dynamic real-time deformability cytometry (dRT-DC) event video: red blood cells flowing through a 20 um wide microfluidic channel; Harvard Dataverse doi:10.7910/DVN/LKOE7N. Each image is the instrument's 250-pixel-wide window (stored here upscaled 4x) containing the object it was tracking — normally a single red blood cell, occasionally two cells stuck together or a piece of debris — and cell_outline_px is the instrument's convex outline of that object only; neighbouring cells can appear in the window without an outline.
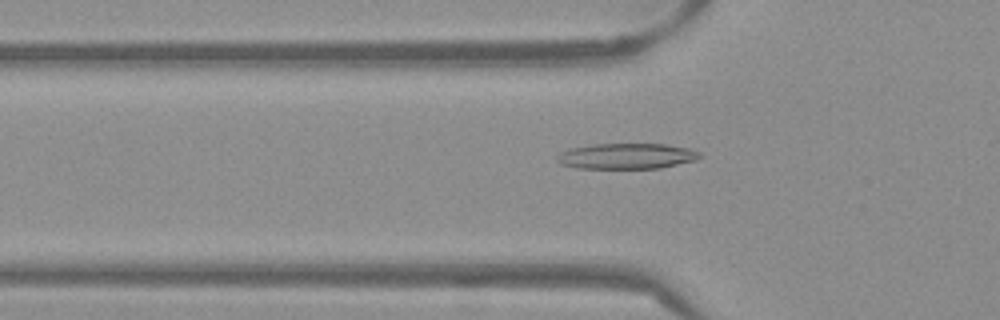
{"species": "Egyptian fruit bat (a non-hibernating species)", "species_latin": "Rousettus aegyptiacus", "temperature_condition": "warm", "stored_images_in_passage": 53, "camera_frame_rate_fps": 3000, "um_per_image_px": 0.085, "frame": {"image": 1, "passage_image": 18, "time_ms": 5.667, "image_size_px": [1000, 320], "cell_outline_px": [[704, 156], [696, 160], [660, 168], [576, 168], [560, 164], [556, 160], [556, 156], [560, 152], [572, 148], [596, 144], [664, 144], [688, 148], [700, 152]], "centroid_in_image_um": [53.27, 13.27], "position_along_channel_um": 72.5, "area_um2": 21.33}}
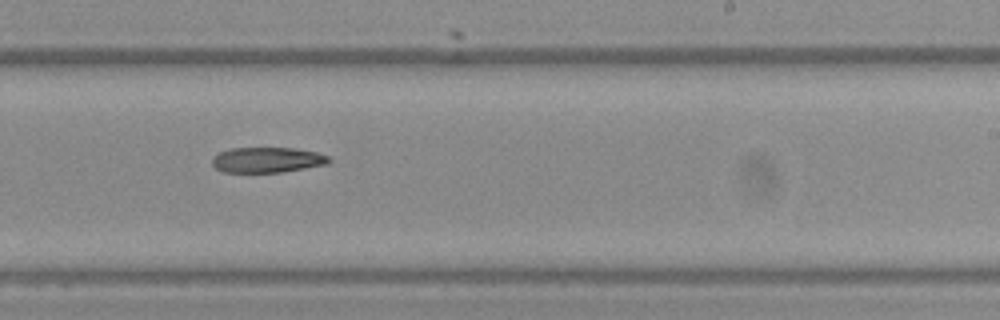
{"frame": {"image": 2, "passage_image": 33, "time_ms": 10.667, "image_size_px": [1000, 320], "cell_outline_px": [[332, 160], [328, 164], [280, 172], [220, 172], [212, 164], [212, 156], [220, 152], [232, 148], [296, 148], [316, 152], [328, 156]], "centroid_in_image_um": [22.7, 13.59], "position_along_channel_um": 266.3, "area_um2": 17.28}}
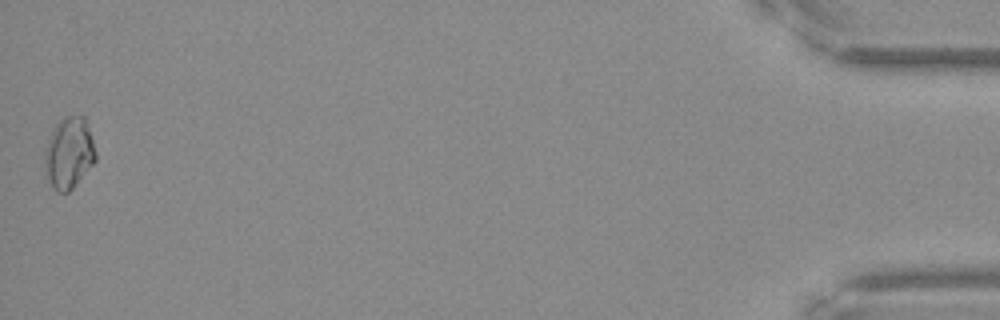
{"frame": {"image": 3, "passage_image": 53, "time_ms": 17.333, "image_size_px": [1000, 320], "cell_outline_px": [[96, 160], [72, 188], [68, 192], [56, 192], [52, 188], [44, 172], [44, 152], [52, 128], [64, 116], [84, 116], [96, 152]], "centroid_in_image_um": [5.82, 13.02], "position_along_channel_um": 429.4, "area_um2": 21.15}}